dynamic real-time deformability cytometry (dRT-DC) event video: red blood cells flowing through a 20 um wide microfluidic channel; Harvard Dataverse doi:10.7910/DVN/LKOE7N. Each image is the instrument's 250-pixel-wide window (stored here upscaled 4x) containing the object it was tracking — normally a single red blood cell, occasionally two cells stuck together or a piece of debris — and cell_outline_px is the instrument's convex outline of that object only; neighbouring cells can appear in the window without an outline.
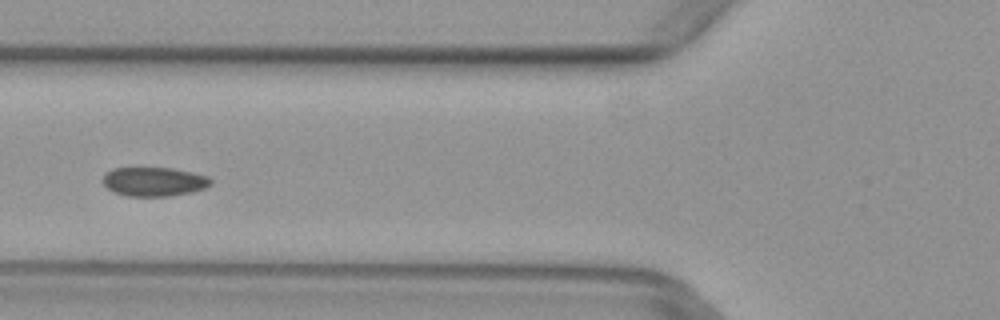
{"species": "common noctule bat (a hibernating species)", "species_latin": "Nyctalus noctula", "temperature_condition": "warm", "stored_images_in_passage": 3, "camera_frame_rate_fps": 3000, "um_per_image_px": 0.085, "animal": {"sex": "female", "body_mass_g": 29.2, "forearm_length_mm": 56.3}, "frame": {"image": 1, "passage_image": 3, "time_ms": 0.667, "image_size_px": [1000, 320], "cell_outline_px": [[212, 184], [204, 188], [192, 192], [168, 196], [128, 196], [112, 192], [100, 180], [104, 172], [112, 168], [172, 168], [192, 172], [208, 176], [212, 180]], "centroid_in_image_um": [13.05, 15.43], "position_along_channel_um": 112.8, "area_um2": 18.5}}